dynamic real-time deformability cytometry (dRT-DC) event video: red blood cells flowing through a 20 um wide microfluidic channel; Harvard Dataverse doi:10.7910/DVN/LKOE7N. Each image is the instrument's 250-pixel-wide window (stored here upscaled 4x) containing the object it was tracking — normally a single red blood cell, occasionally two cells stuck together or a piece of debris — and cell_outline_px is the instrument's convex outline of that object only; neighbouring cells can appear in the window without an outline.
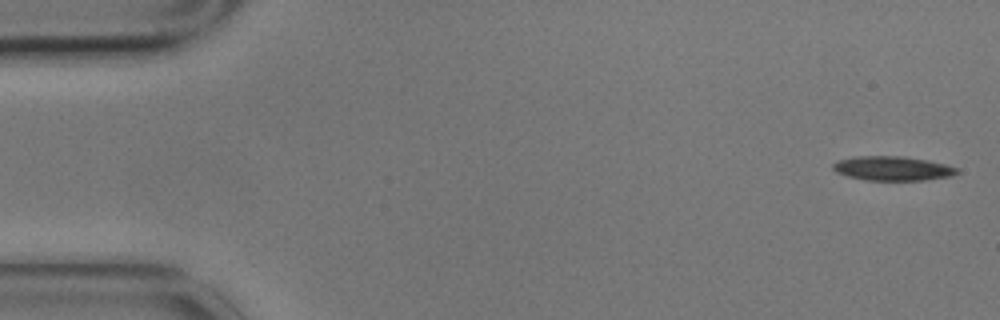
{"species": "common noctule bat (a hibernating species)", "species_latin": "Nyctalus noctula", "temperature_condition": "cold", "stored_images_in_passage": 4, "camera_frame_rate_fps": 3000, "um_per_image_px": 0.085, "animal": {"sex": "male", "body_mass_g": 17.9}, "frame": {"image": 1, "passage_image": 1, "time_ms": 0.0, "image_size_px": [1000, 320], "cell_outline_px": [[960, 172], [952, 176], [924, 180], [868, 180], [848, 176], [836, 172], [832, 168], [832, 164], [836, 160], [852, 156], [904, 156], [928, 160], [944, 164], [956, 168]], "centroid_in_image_um": [75.84, 14.3], "position_along_channel_um": 9.2, "area_um2": 17.63}}